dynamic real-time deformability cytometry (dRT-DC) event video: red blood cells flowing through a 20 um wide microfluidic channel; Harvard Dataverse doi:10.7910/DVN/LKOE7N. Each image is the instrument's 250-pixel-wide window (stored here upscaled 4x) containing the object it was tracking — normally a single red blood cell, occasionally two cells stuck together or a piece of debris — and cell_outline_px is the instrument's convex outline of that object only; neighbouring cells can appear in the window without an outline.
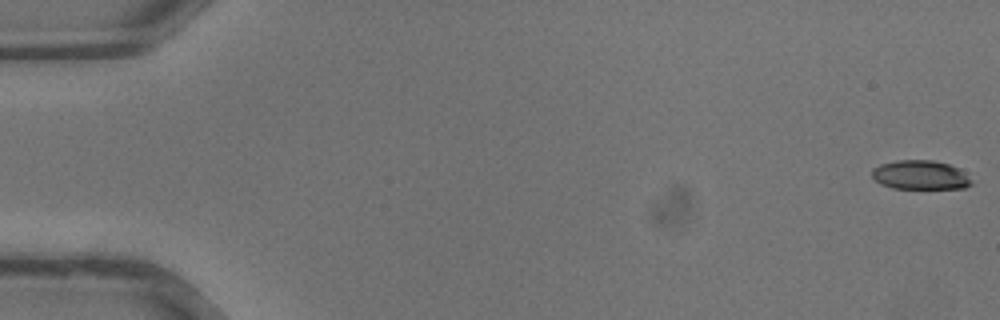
{"species": "common noctule bat (a hibernating species)", "species_latin": "Nyctalus noctula", "temperature_condition": "warm", "stored_images_in_passage": 33, "camera_frame_rate_fps": 3000, "um_per_image_px": 0.085, "animal": {"sex": "male", "body_mass_g": 13.3}, "frame": {"image": 1, "passage_image": 1, "time_ms": 0.0, "image_size_px": [1000, 320], "cell_outline_px": [[972, 184], [964, 188], [892, 188], [880, 184], [872, 176], [872, 168], [880, 164], [896, 160], [932, 160], [948, 164], [960, 168], [972, 180]], "centroid_in_image_um": [78.22, 14.87], "position_along_channel_um": 6.8, "area_um2": 16.94}}
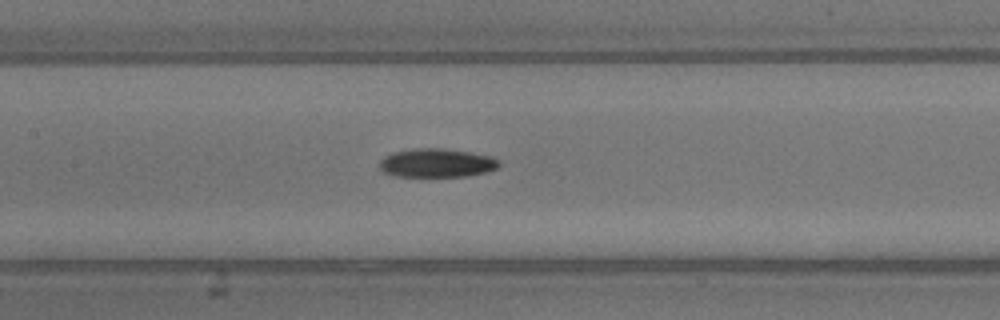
{"frame": {"image": 2, "passage_image": 18, "time_ms": 5.667, "image_size_px": [1000, 320], "cell_outline_px": [[500, 164], [496, 168], [488, 172], [468, 176], [396, 176], [384, 172], [380, 168], [380, 160], [384, 156], [392, 152], [412, 148], [444, 148], [472, 152], [492, 156], [500, 160]], "centroid_in_image_um": [37.15, 13.84], "position_along_channel_um": 170.3, "area_um2": 20.23}}
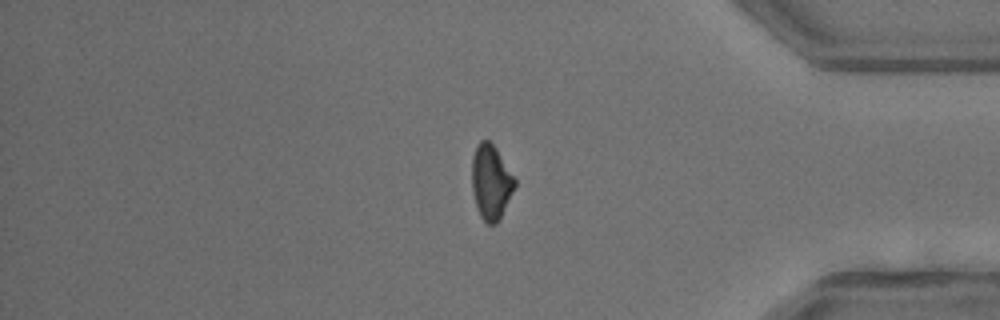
{"frame": {"image": 3, "passage_image": 31, "time_ms": 10.0, "image_size_px": [1000, 320], "cell_outline_px": [[516, 184], [500, 220], [496, 224], [488, 224], [480, 216], [476, 208], [472, 188], [472, 156], [476, 144], [480, 140], [488, 140], [496, 148], [516, 180]], "centroid_in_image_um": [41.72, 15.48], "position_along_channel_um": 393.5, "area_um2": 18.73}}